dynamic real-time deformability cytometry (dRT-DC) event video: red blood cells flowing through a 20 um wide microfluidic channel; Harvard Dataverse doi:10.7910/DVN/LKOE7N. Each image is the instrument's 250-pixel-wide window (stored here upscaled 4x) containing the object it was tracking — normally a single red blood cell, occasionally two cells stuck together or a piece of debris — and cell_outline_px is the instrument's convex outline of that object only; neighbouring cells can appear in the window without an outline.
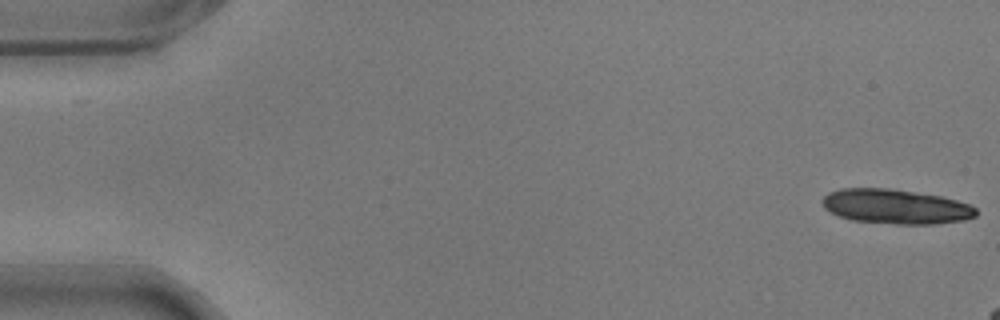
{"species": "common noctule bat (a hibernating species)", "species_latin": "Nyctalus noctula", "temperature_condition": "warm", "stored_images_in_passage": 10, "camera_frame_rate_fps": 3000, "um_per_image_px": 0.085, "animal": {"sex": "male", "body_mass_g": 17.9}, "frame": {"image": 1, "passage_image": 1, "time_ms": 0.0, "image_size_px": [1000, 320], "cell_outline_px": [[976, 216], [964, 220], [936, 224], [896, 224], [852, 220], [828, 212], [824, 208], [820, 200], [828, 192], [840, 188], [888, 188], [940, 196], [956, 200], [968, 204], [976, 208]], "centroid_in_image_um": [76.09, 17.56], "position_along_channel_um": 8.9, "area_um2": 31.1}}